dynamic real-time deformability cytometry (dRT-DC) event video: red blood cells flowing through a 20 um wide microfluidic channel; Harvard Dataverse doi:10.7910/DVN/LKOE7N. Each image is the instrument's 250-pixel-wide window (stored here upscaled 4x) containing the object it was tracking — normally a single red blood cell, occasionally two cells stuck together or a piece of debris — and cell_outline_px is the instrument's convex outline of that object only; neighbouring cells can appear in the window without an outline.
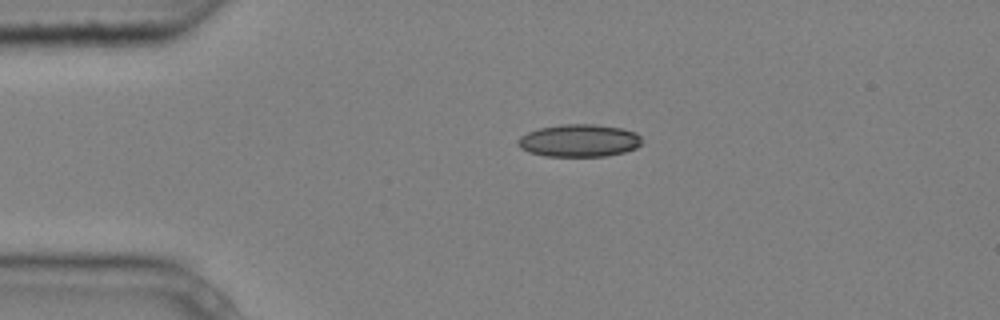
{"species": "common noctule bat (a hibernating species)", "species_latin": "Nyctalus noctula", "temperature_condition": "cold", "stored_images_in_passage": 3, "camera_frame_rate_fps": 3000, "um_per_image_px": 0.085, "animal": {"sex": "male", "body_mass_g": 20.4}, "frame": {"image": 1, "passage_image": 2, "time_ms": 0.333, "image_size_px": [1000, 320], "cell_outline_px": [[640, 144], [636, 148], [624, 152], [608, 156], [544, 156], [528, 152], [520, 148], [520, 136], [528, 132], [540, 128], [560, 124], [596, 124], [624, 128], [636, 132], [640, 136]], "centroid_in_image_um": [49.25, 11.94], "position_along_channel_um": 35.7, "area_um2": 23.52}}